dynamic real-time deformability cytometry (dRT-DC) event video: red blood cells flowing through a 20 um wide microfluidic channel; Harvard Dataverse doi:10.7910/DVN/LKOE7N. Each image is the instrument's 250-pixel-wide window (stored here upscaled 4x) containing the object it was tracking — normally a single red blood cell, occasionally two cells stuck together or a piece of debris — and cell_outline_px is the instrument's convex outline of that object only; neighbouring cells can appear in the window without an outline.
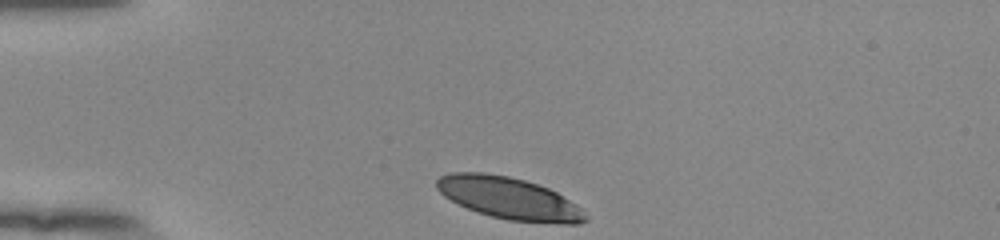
{"species": "human", "species_latin": "Homo sapiens", "temperature_condition": "room temperature", "stored_images_in_passage": 33, "camera_frame_rate_fps": 3000, "um_per_image_px": 0.085, "donor": {"sex": "female"}, "frame": {"image": 1, "passage_image": 1, "time_ms": 0.0, "image_size_px": [1000, 240], "cell_outline_px": [[588, 220], [580, 224], [560, 224], [508, 220], [476, 212], [456, 204], [444, 196], [436, 188], [436, 180], [440, 176], [452, 172], [480, 172], [508, 176], [524, 180], [548, 188], [556, 192], [580, 208]], "centroid_in_image_um": [43.23, 16.86], "position_along_channel_um": 41.8, "area_um2": 36.3}}
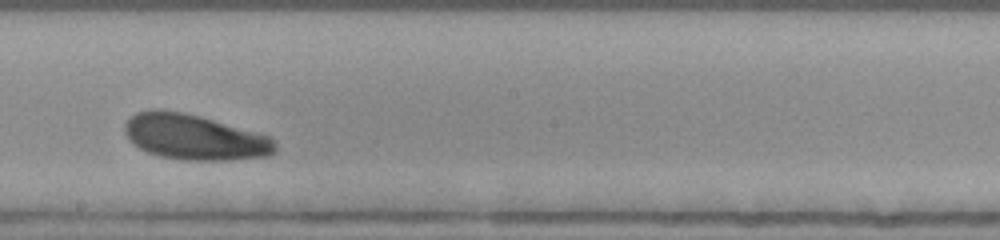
{"frame": {"image": 2, "passage_image": 19, "time_ms": 6.0, "image_size_px": [1000, 240], "cell_outline_px": [[276, 152], [268, 156], [228, 160], [180, 160], [160, 156], [148, 152], [132, 144], [124, 132], [124, 124], [136, 112], [152, 108], [160, 108], [200, 116], [268, 136], [276, 144]], "centroid_in_image_um": [16.48, 11.65], "position_along_channel_um": 231.7, "area_um2": 39.77}}
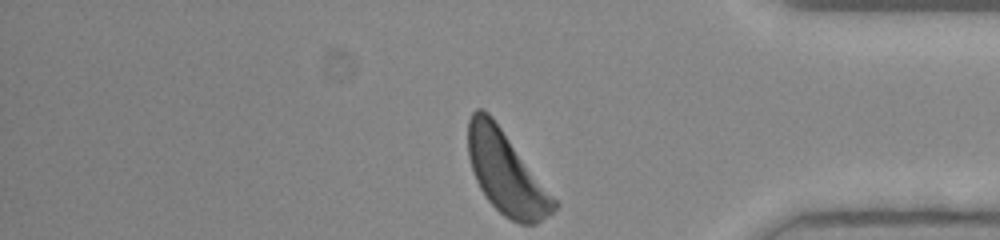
{"frame": {"image": 3, "passage_image": 33, "time_ms": 10.667, "image_size_px": [1000, 240], "cell_outline_px": [[560, 204], [552, 212], [536, 224], [520, 224], [504, 216], [488, 200], [480, 188], [476, 180], [468, 156], [468, 120], [472, 112], [476, 108], [480, 108], [488, 112], [492, 116]], "centroid_in_image_um": [43.02, 14.68], "position_along_channel_um": 392.2, "area_um2": 40.92}, "authors_computed_cell_mechanics": {"area_um2": 39.7086, "velocity_mm_per_s": 3.8143, "shape_relaxation_time_tau1_ms": 3.8472, "shape_relaxation_time_tau2_ms": null, "deformation_change_tau1": 0.1329, "deformation_change_tau2": null}}